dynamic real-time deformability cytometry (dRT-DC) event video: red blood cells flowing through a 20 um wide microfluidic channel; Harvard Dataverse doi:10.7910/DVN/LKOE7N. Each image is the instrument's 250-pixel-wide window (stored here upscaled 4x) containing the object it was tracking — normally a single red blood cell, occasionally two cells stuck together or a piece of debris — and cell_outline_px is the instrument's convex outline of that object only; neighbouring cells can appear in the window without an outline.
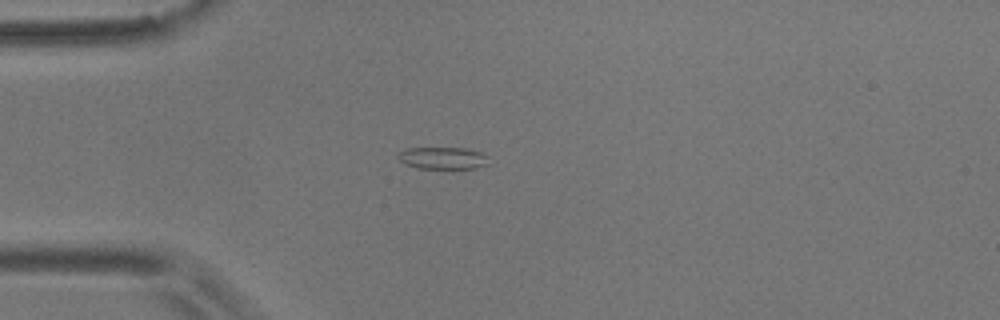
{"species": "common noctule bat (a hibernating species)", "species_latin": "Nyctalus noctula", "temperature_condition": "room temperature", "stored_images_in_passage": 40, "camera_frame_rate_fps": 3000, "um_per_image_px": 0.085, "animal": {"sex": "male", "body_mass_g": 17.9}, "frame": {"image": 1, "passage_image": 1, "time_ms": 0.0, "image_size_px": [1000, 320], "cell_outline_px": [[488, 164], [472, 168], [416, 168], [400, 160], [396, 156], [396, 152], [404, 148], [468, 148], [480, 152], [488, 156]], "centroid_in_image_um": [37.6, 13.42], "position_along_channel_um": 47.4, "area_um2": 11.68}}
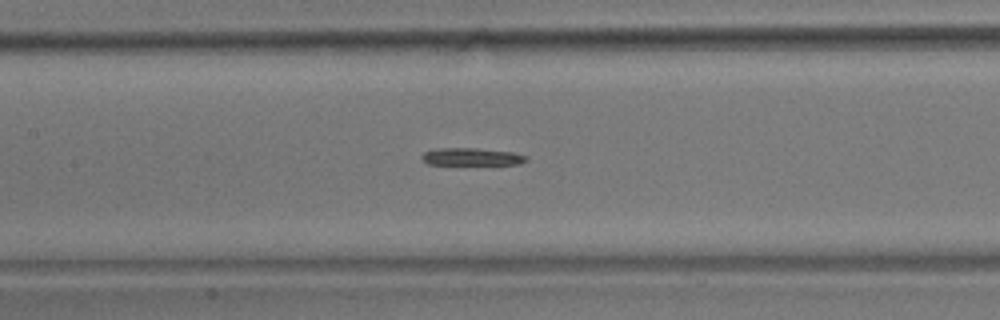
{"frame": {"image": 2, "passage_image": 12, "time_ms": 3.667, "image_size_px": [1000, 320], "cell_outline_px": [[528, 160], [520, 164], [428, 164], [420, 156], [424, 152], [440, 148], [476, 148], [512, 152], [528, 156]], "centroid_in_image_um": [40.12, 13.32], "position_along_channel_um": 167.3, "area_um2": 10.52}}
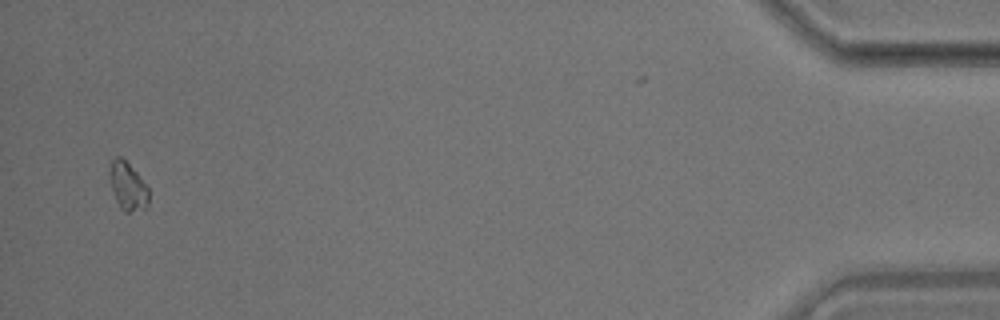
{"frame": {"image": 3, "passage_image": 40, "time_ms": 13.0, "image_size_px": [1000, 320], "cell_outline_px": [[148, 208], [128, 212], [124, 212], [120, 208], [116, 200], [108, 176], [108, 172], [112, 160], [116, 156], [120, 156], [136, 172], [148, 188]], "centroid_in_image_um": [10.84, 15.84], "position_along_channel_um": 424.4, "area_um2": 10.87}}